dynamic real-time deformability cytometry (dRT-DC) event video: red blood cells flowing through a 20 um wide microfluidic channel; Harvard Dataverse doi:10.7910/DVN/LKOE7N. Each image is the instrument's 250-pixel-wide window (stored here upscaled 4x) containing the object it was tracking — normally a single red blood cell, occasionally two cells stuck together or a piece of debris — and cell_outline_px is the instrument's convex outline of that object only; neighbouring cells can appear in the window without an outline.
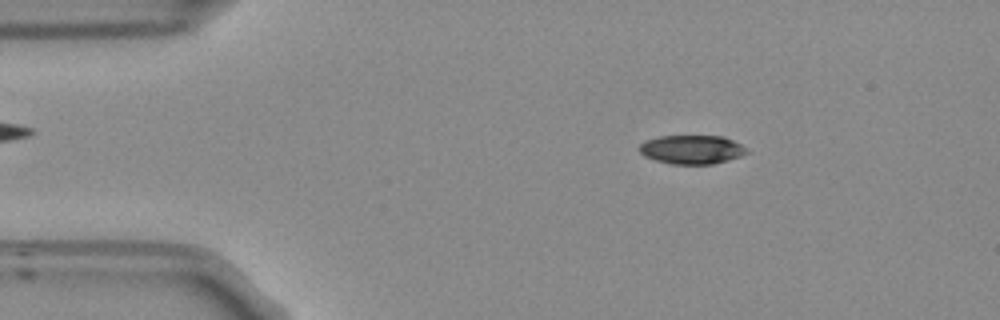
{"species": "Egyptian fruit bat (a non-hibernating species)", "species_latin": "Rousettus aegyptiacus", "temperature_condition": "room temperature", "stored_images_in_passage": 51, "camera_frame_rate_fps": 3000, "um_per_image_px": 0.085, "frame": {"image": 1, "passage_image": 6, "time_ms": 1.667, "image_size_px": [1000, 320], "cell_outline_px": [[748, 152], [740, 156], [728, 160], [712, 164], [672, 164], [656, 160], [644, 156], [636, 148], [644, 140], [660, 136], [724, 136], [748, 148]], "centroid_in_image_um": [58.78, 12.7], "position_along_channel_um": 26.2, "area_um2": 18.15}}
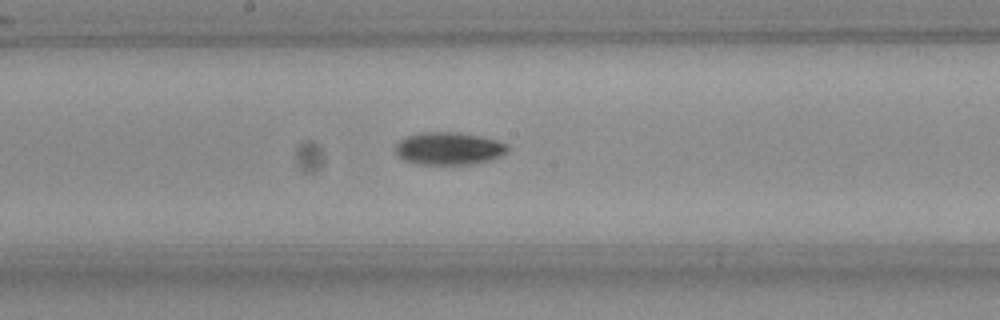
{"frame": {"image": 2, "passage_image": 25, "time_ms": 8.0, "image_size_px": [1000, 320], "cell_outline_px": [[508, 152], [500, 156], [476, 164], [420, 164], [404, 160], [396, 152], [396, 144], [400, 140], [408, 136], [424, 132], [456, 132], [480, 136], [496, 140], [508, 144]], "centroid_in_image_um": [38.18, 12.62], "position_along_channel_um": 210.0, "area_um2": 21.15}}
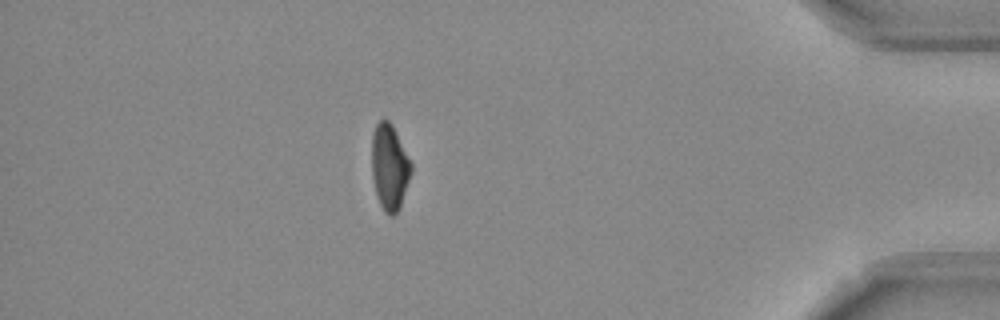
{"frame": {"image": 3, "passage_image": 44, "time_ms": 14.333, "image_size_px": [1000, 320], "cell_outline_px": [[412, 172], [400, 204], [396, 212], [392, 216], [388, 216], [384, 212], [380, 204], [376, 192], [372, 176], [372, 132], [376, 124], [380, 120], [388, 120], [392, 124], [412, 164]], "centroid_in_image_um": [33.1, 14.18], "position_along_channel_um": 402.1, "area_um2": 19.48}, "authors_computed_cell_mechanics": {"area_um2": 19.8254, "velocity_mm_per_s": 3.7845, "shape_relaxation_time_tau1_ms": 3.4213, "shape_relaxation_time_tau2_ms": null, "deformation_change_tau1": 0.152, "deformation_change_tau2": null}}